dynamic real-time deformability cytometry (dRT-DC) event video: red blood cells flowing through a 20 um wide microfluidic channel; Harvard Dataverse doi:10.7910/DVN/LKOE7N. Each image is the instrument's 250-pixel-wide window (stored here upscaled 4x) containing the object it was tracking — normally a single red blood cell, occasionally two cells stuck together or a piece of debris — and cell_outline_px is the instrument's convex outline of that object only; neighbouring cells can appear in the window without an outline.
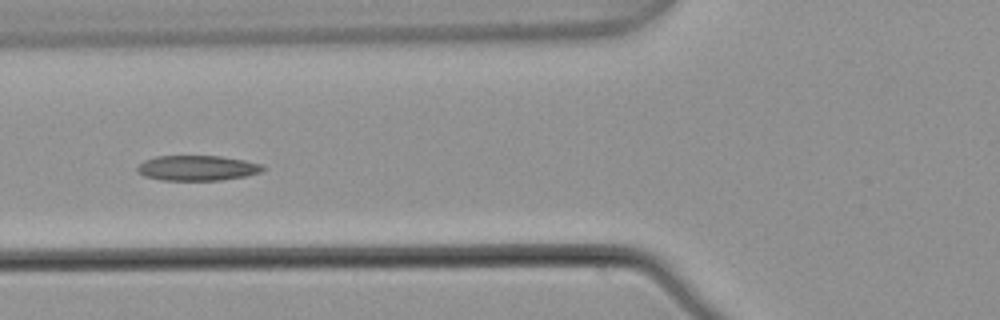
{"species": "common noctule bat (a hibernating species)", "species_latin": "Nyctalus noctula", "temperature_condition": "warm", "stored_images_in_passage": 8, "camera_frame_rate_fps": 3000, "um_per_image_px": 0.085, "animal": {"sex": "male", "body_mass_g": 21.5, "forearm_length_mm": 52.0}, "frame": {"image": 1, "passage_image": 5, "time_ms": 1.333, "image_size_px": [1000, 320], "cell_outline_px": [[264, 168], [260, 172], [244, 176], [220, 180], [160, 180], [144, 176], [136, 172], [136, 168], [144, 160], [156, 156], [220, 156], [244, 160], [260, 164]], "centroid_in_image_um": [16.7, 14.28], "position_along_channel_um": 109.1, "area_um2": 18.32}}
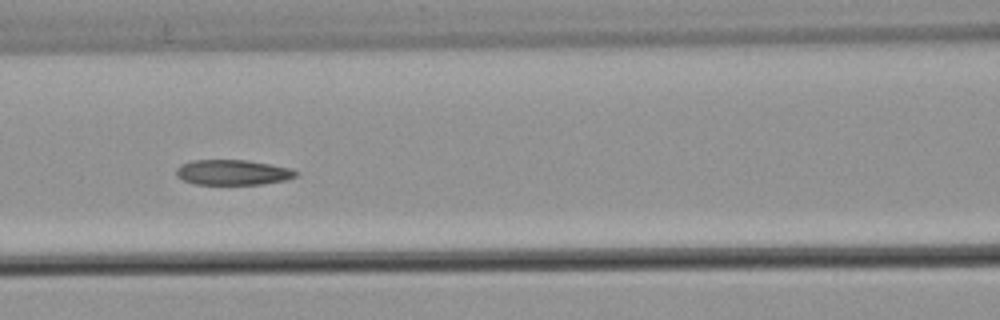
{"frame": {"image": 2, "passage_image": 6, "time_ms": 1.667, "image_size_px": [1000, 320], "cell_outline_px": [[300, 172], [296, 176], [284, 180], [260, 184], [196, 184], [184, 180], [176, 176], [176, 168], [180, 164], [192, 160], [248, 160], [288, 168]], "centroid_in_image_um": [19.74, 14.64], "position_along_channel_um": 146.9, "area_um2": 17.46}}